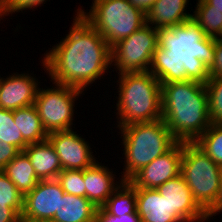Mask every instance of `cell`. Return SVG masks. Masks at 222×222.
Segmentation results:
<instances>
[{"label":"cell","mask_w":222,"mask_h":222,"mask_svg":"<svg viewBox=\"0 0 222 222\" xmlns=\"http://www.w3.org/2000/svg\"><path fill=\"white\" fill-rule=\"evenodd\" d=\"M157 190L184 222H209L206 212L195 201L181 174L166 181Z\"/></svg>","instance_id":"13"},{"label":"cell","mask_w":222,"mask_h":222,"mask_svg":"<svg viewBox=\"0 0 222 222\" xmlns=\"http://www.w3.org/2000/svg\"><path fill=\"white\" fill-rule=\"evenodd\" d=\"M162 119L178 142H195L210 126L205 84L161 83Z\"/></svg>","instance_id":"2"},{"label":"cell","mask_w":222,"mask_h":222,"mask_svg":"<svg viewBox=\"0 0 222 222\" xmlns=\"http://www.w3.org/2000/svg\"><path fill=\"white\" fill-rule=\"evenodd\" d=\"M19 153L20 151L14 145L0 141V170H3Z\"/></svg>","instance_id":"33"},{"label":"cell","mask_w":222,"mask_h":222,"mask_svg":"<svg viewBox=\"0 0 222 222\" xmlns=\"http://www.w3.org/2000/svg\"><path fill=\"white\" fill-rule=\"evenodd\" d=\"M184 142H177L170 150L142 167L128 181L136 188L157 189L181 172Z\"/></svg>","instance_id":"12"},{"label":"cell","mask_w":222,"mask_h":222,"mask_svg":"<svg viewBox=\"0 0 222 222\" xmlns=\"http://www.w3.org/2000/svg\"><path fill=\"white\" fill-rule=\"evenodd\" d=\"M128 1L132 6L139 9L144 14H147L149 10L152 8V5L156 2V0H128Z\"/></svg>","instance_id":"36"},{"label":"cell","mask_w":222,"mask_h":222,"mask_svg":"<svg viewBox=\"0 0 222 222\" xmlns=\"http://www.w3.org/2000/svg\"><path fill=\"white\" fill-rule=\"evenodd\" d=\"M54 84L51 88H38L34 106L41 118L47 134L57 131L71 130L75 118V101L84 91L64 84Z\"/></svg>","instance_id":"8"},{"label":"cell","mask_w":222,"mask_h":222,"mask_svg":"<svg viewBox=\"0 0 222 222\" xmlns=\"http://www.w3.org/2000/svg\"><path fill=\"white\" fill-rule=\"evenodd\" d=\"M194 7L192 19L208 37L221 39L222 13L212 9L204 0H197Z\"/></svg>","instance_id":"23"},{"label":"cell","mask_w":222,"mask_h":222,"mask_svg":"<svg viewBox=\"0 0 222 222\" xmlns=\"http://www.w3.org/2000/svg\"><path fill=\"white\" fill-rule=\"evenodd\" d=\"M198 205L207 212L218 195L222 167L194 142H184L181 172Z\"/></svg>","instance_id":"7"},{"label":"cell","mask_w":222,"mask_h":222,"mask_svg":"<svg viewBox=\"0 0 222 222\" xmlns=\"http://www.w3.org/2000/svg\"><path fill=\"white\" fill-rule=\"evenodd\" d=\"M194 143L222 167V124L211 123Z\"/></svg>","instance_id":"25"},{"label":"cell","mask_w":222,"mask_h":222,"mask_svg":"<svg viewBox=\"0 0 222 222\" xmlns=\"http://www.w3.org/2000/svg\"><path fill=\"white\" fill-rule=\"evenodd\" d=\"M56 179L66 194L86 197L83 170H62Z\"/></svg>","instance_id":"28"},{"label":"cell","mask_w":222,"mask_h":222,"mask_svg":"<svg viewBox=\"0 0 222 222\" xmlns=\"http://www.w3.org/2000/svg\"><path fill=\"white\" fill-rule=\"evenodd\" d=\"M97 207L86 197L64 193L50 222H94Z\"/></svg>","instance_id":"19"},{"label":"cell","mask_w":222,"mask_h":222,"mask_svg":"<svg viewBox=\"0 0 222 222\" xmlns=\"http://www.w3.org/2000/svg\"><path fill=\"white\" fill-rule=\"evenodd\" d=\"M68 34L43 54L42 68L51 82L81 91L101 80L111 69V47L75 10ZM102 77V78H101Z\"/></svg>","instance_id":"1"},{"label":"cell","mask_w":222,"mask_h":222,"mask_svg":"<svg viewBox=\"0 0 222 222\" xmlns=\"http://www.w3.org/2000/svg\"><path fill=\"white\" fill-rule=\"evenodd\" d=\"M149 71L161 83L186 81L183 62L174 58H152Z\"/></svg>","instance_id":"24"},{"label":"cell","mask_w":222,"mask_h":222,"mask_svg":"<svg viewBox=\"0 0 222 222\" xmlns=\"http://www.w3.org/2000/svg\"><path fill=\"white\" fill-rule=\"evenodd\" d=\"M0 16H3L2 9H1V4H0Z\"/></svg>","instance_id":"39"},{"label":"cell","mask_w":222,"mask_h":222,"mask_svg":"<svg viewBox=\"0 0 222 222\" xmlns=\"http://www.w3.org/2000/svg\"><path fill=\"white\" fill-rule=\"evenodd\" d=\"M2 171L16 185L23 196L32 191L40 181L30 159L23 151L14 157Z\"/></svg>","instance_id":"20"},{"label":"cell","mask_w":222,"mask_h":222,"mask_svg":"<svg viewBox=\"0 0 222 222\" xmlns=\"http://www.w3.org/2000/svg\"><path fill=\"white\" fill-rule=\"evenodd\" d=\"M47 139L59 157L62 170H84L97 161L89 140L74 129L49 133Z\"/></svg>","instance_id":"10"},{"label":"cell","mask_w":222,"mask_h":222,"mask_svg":"<svg viewBox=\"0 0 222 222\" xmlns=\"http://www.w3.org/2000/svg\"><path fill=\"white\" fill-rule=\"evenodd\" d=\"M90 7L89 12L79 7L78 13L104 37L110 47L146 24V14L128 0H93Z\"/></svg>","instance_id":"6"},{"label":"cell","mask_w":222,"mask_h":222,"mask_svg":"<svg viewBox=\"0 0 222 222\" xmlns=\"http://www.w3.org/2000/svg\"><path fill=\"white\" fill-rule=\"evenodd\" d=\"M23 152L30 159L36 176L40 180L56 179L62 171L59 157L48 139L29 144Z\"/></svg>","instance_id":"18"},{"label":"cell","mask_w":222,"mask_h":222,"mask_svg":"<svg viewBox=\"0 0 222 222\" xmlns=\"http://www.w3.org/2000/svg\"><path fill=\"white\" fill-rule=\"evenodd\" d=\"M189 0H156L146 14V24L157 30L171 28L192 19L193 13H186Z\"/></svg>","instance_id":"17"},{"label":"cell","mask_w":222,"mask_h":222,"mask_svg":"<svg viewBox=\"0 0 222 222\" xmlns=\"http://www.w3.org/2000/svg\"><path fill=\"white\" fill-rule=\"evenodd\" d=\"M214 62L208 68L209 79L222 77V39L215 38Z\"/></svg>","instance_id":"32"},{"label":"cell","mask_w":222,"mask_h":222,"mask_svg":"<svg viewBox=\"0 0 222 222\" xmlns=\"http://www.w3.org/2000/svg\"><path fill=\"white\" fill-rule=\"evenodd\" d=\"M117 75L116 128L162 118L161 82L150 71Z\"/></svg>","instance_id":"4"},{"label":"cell","mask_w":222,"mask_h":222,"mask_svg":"<svg viewBox=\"0 0 222 222\" xmlns=\"http://www.w3.org/2000/svg\"><path fill=\"white\" fill-rule=\"evenodd\" d=\"M158 44V30L145 24L111 47V66H114L112 71L118 74L149 71Z\"/></svg>","instance_id":"9"},{"label":"cell","mask_w":222,"mask_h":222,"mask_svg":"<svg viewBox=\"0 0 222 222\" xmlns=\"http://www.w3.org/2000/svg\"><path fill=\"white\" fill-rule=\"evenodd\" d=\"M222 212V175L219 182L218 195L215 201V204L206 212L207 218L210 220L215 219V216ZM214 216V217H213Z\"/></svg>","instance_id":"35"},{"label":"cell","mask_w":222,"mask_h":222,"mask_svg":"<svg viewBox=\"0 0 222 222\" xmlns=\"http://www.w3.org/2000/svg\"><path fill=\"white\" fill-rule=\"evenodd\" d=\"M13 119L17 123L23 139L28 144L42 142L47 139L48 134L42 126L41 118L34 105L14 110Z\"/></svg>","instance_id":"21"},{"label":"cell","mask_w":222,"mask_h":222,"mask_svg":"<svg viewBox=\"0 0 222 222\" xmlns=\"http://www.w3.org/2000/svg\"><path fill=\"white\" fill-rule=\"evenodd\" d=\"M30 74L0 75V108L14 111L34 105L40 82L33 72Z\"/></svg>","instance_id":"14"},{"label":"cell","mask_w":222,"mask_h":222,"mask_svg":"<svg viewBox=\"0 0 222 222\" xmlns=\"http://www.w3.org/2000/svg\"><path fill=\"white\" fill-rule=\"evenodd\" d=\"M94 222H141L137 211L133 214L123 216H112L108 214L102 207L97 208Z\"/></svg>","instance_id":"31"},{"label":"cell","mask_w":222,"mask_h":222,"mask_svg":"<svg viewBox=\"0 0 222 222\" xmlns=\"http://www.w3.org/2000/svg\"><path fill=\"white\" fill-rule=\"evenodd\" d=\"M111 170L98 161L83 170L86 198L97 208L102 207L113 192L123 183V180L115 177V172ZM116 178L120 180L117 181L115 180Z\"/></svg>","instance_id":"15"},{"label":"cell","mask_w":222,"mask_h":222,"mask_svg":"<svg viewBox=\"0 0 222 222\" xmlns=\"http://www.w3.org/2000/svg\"><path fill=\"white\" fill-rule=\"evenodd\" d=\"M64 191L57 179L40 180L24 195L21 218L32 222H50L58 212Z\"/></svg>","instance_id":"11"},{"label":"cell","mask_w":222,"mask_h":222,"mask_svg":"<svg viewBox=\"0 0 222 222\" xmlns=\"http://www.w3.org/2000/svg\"><path fill=\"white\" fill-rule=\"evenodd\" d=\"M102 208L112 216L133 214L137 211L136 187L129 181L123 183L107 199Z\"/></svg>","instance_id":"22"},{"label":"cell","mask_w":222,"mask_h":222,"mask_svg":"<svg viewBox=\"0 0 222 222\" xmlns=\"http://www.w3.org/2000/svg\"><path fill=\"white\" fill-rule=\"evenodd\" d=\"M21 216L10 207V200H0V222H17Z\"/></svg>","instance_id":"34"},{"label":"cell","mask_w":222,"mask_h":222,"mask_svg":"<svg viewBox=\"0 0 222 222\" xmlns=\"http://www.w3.org/2000/svg\"><path fill=\"white\" fill-rule=\"evenodd\" d=\"M207 4L212 6V9H215L222 13V0H204Z\"/></svg>","instance_id":"37"},{"label":"cell","mask_w":222,"mask_h":222,"mask_svg":"<svg viewBox=\"0 0 222 222\" xmlns=\"http://www.w3.org/2000/svg\"><path fill=\"white\" fill-rule=\"evenodd\" d=\"M23 199L24 196L16 188V185L0 170V200H10V207L21 216Z\"/></svg>","instance_id":"29"},{"label":"cell","mask_w":222,"mask_h":222,"mask_svg":"<svg viewBox=\"0 0 222 222\" xmlns=\"http://www.w3.org/2000/svg\"><path fill=\"white\" fill-rule=\"evenodd\" d=\"M124 160L121 179L128 181L142 167L170 150L178 141L163 119L119 128Z\"/></svg>","instance_id":"5"},{"label":"cell","mask_w":222,"mask_h":222,"mask_svg":"<svg viewBox=\"0 0 222 222\" xmlns=\"http://www.w3.org/2000/svg\"><path fill=\"white\" fill-rule=\"evenodd\" d=\"M48 0H0L2 14L5 19V16H9L13 13L24 12L26 10H31V8H36L41 6L44 2Z\"/></svg>","instance_id":"30"},{"label":"cell","mask_w":222,"mask_h":222,"mask_svg":"<svg viewBox=\"0 0 222 222\" xmlns=\"http://www.w3.org/2000/svg\"><path fill=\"white\" fill-rule=\"evenodd\" d=\"M17 222H32V221H28V220L20 218Z\"/></svg>","instance_id":"38"},{"label":"cell","mask_w":222,"mask_h":222,"mask_svg":"<svg viewBox=\"0 0 222 222\" xmlns=\"http://www.w3.org/2000/svg\"><path fill=\"white\" fill-rule=\"evenodd\" d=\"M136 205L141 222H184L157 189L136 188Z\"/></svg>","instance_id":"16"},{"label":"cell","mask_w":222,"mask_h":222,"mask_svg":"<svg viewBox=\"0 0 222 222\" xmlns=\"http://www.w3.org/2000/svg\"><path fill=\"white\" fill-rule=\"evenodd\" d=\"M0 141L14 145L20 152L29 145L14 122L13 111L3 108H0Z\"/></svg>","instance_id":"26"},{"label":"cell","mask_w":222,"mask_h":222,"mask_svg":"<svg viewBox=\"0 0 222 222\" xmlns=\"http://www.w3.org/2000/svg\"><path fill=\"white\" fill-rule=\"evenodd\" d=\"M158 39L152 58H174L183 62L186 81L205 84L209 80L208 68L214 62L215 38L208 37L193 19L159 29Z\"/></svg>","instance_id":"3"},{"label":"cell","mask_w":222,"mask_h":222,"mask_svg":"<svg viewBox=\"0 0 222 222\" xmlns=\"http://www.w3.org/2000/svg\"><path fill=\"white\" fill-rule=\"evenodd\" d=\"M208 96L210 122L222 124V77L209 79L205 83Z\"/></svg>","instance_id":"27"}]
</instances>
